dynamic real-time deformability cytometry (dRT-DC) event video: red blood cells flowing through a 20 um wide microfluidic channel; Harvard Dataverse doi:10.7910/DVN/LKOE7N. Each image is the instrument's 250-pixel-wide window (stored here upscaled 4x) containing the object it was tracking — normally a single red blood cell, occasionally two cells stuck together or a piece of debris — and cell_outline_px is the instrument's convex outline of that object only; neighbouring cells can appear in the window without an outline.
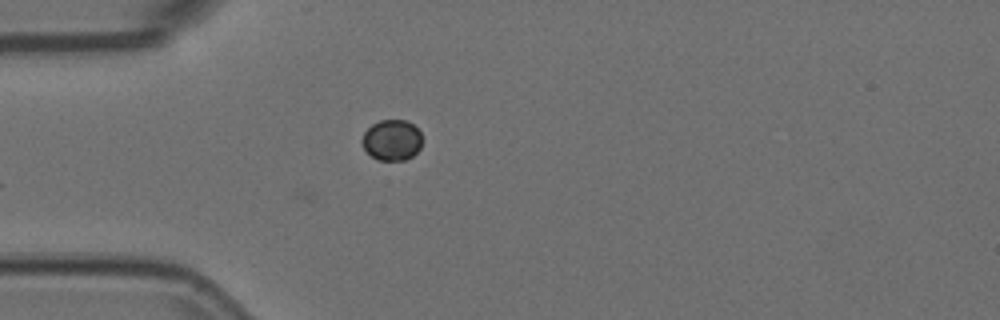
{"species": "Egyptian fruit bat (a non-hibernating species)", "species_latin": "Rousettus aegyptiacus", "temperature_condition": "room temperature", "stored_images_in_passage": 3, "camera_frame_rate_fps": 3000, "um_per_image_px": 0.085, "animal": {"sex": "female"}, "frame": {"image": 1, "passage_image": 3, "time_ms": 0.667, "image_size_px": [1000, 320], "cell_outline_px": [[420, 148], [412, 156], [404, 160], [380, 160], [372, 156], [364, 148], [360, 140], [364, 132], [372, 124], [380, 120], [408, 120], [420, 132]], "centroid_in_image_um": [33.28, 11.89], "position_along_channel_um": 51.7, "area_um2": 14.16}}